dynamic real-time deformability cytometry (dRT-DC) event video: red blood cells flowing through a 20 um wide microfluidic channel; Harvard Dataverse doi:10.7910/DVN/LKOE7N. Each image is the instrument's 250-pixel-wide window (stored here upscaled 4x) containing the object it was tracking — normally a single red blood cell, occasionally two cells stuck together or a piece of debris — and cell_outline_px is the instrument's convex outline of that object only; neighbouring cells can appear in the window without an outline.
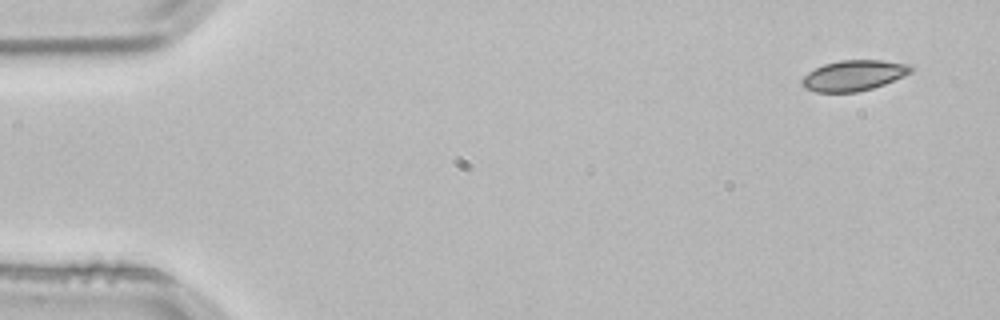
{"species": "common noctule bat (a hibernating species)", "species_latin": "Nyctalus noctula", "temperature_condition": "room temperature", "stored_images_in_passage": 3, "camera_frame_rate_fps": 3000, "um_per_image_px": 0.085, "animal": {"sex": "male", "body_mass_g": 21.5, "forearm_length_mm": 52.0}, "frame": {"image": 1, "passage_image": 1, "time_ms": 0.0, "image_size_px": [1000, 320], "cell_outline_px": [[912, 72], [904, 76], [884, 84], [872, 88], [856, 92], [816, 92], [804, 88], [800, 84], [800, 80], [808, 72], [824, 64], [840, 60], [884, 60], [912, 64]], "centroid_in_image_um": [72.57, 6.41], "position_along_channel_um": 12.4, "area_um2": 19.54}}
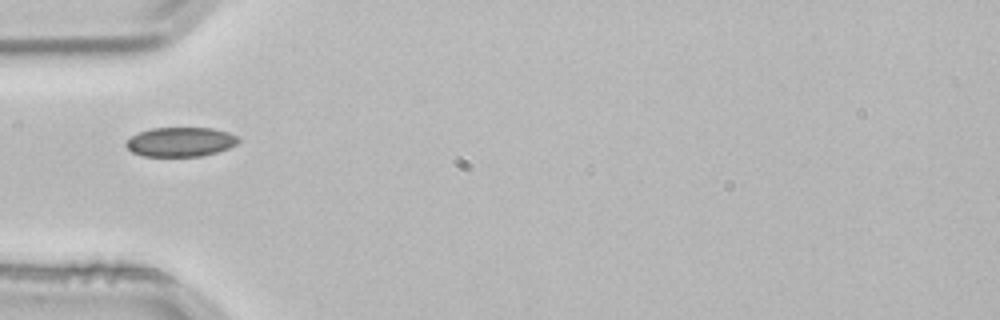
{"frame": {"image": 2, "passage_image": 3, "time_ms": 0.667, "image_size_px": [1000, 320], "cell_outline_px": [[240, 140], [236, 144], [228, 148], [216, 152], [200, 156], [144, 156], [132, 152], [124, 144], [132, 136], [140, 132], [152, 128], [212, 128], [228, 132], [236, 136]], "centroid_in_image_um": [15.34, 12.06], "position_along_channel_um": 69.7, "area_um2": 19.02}}